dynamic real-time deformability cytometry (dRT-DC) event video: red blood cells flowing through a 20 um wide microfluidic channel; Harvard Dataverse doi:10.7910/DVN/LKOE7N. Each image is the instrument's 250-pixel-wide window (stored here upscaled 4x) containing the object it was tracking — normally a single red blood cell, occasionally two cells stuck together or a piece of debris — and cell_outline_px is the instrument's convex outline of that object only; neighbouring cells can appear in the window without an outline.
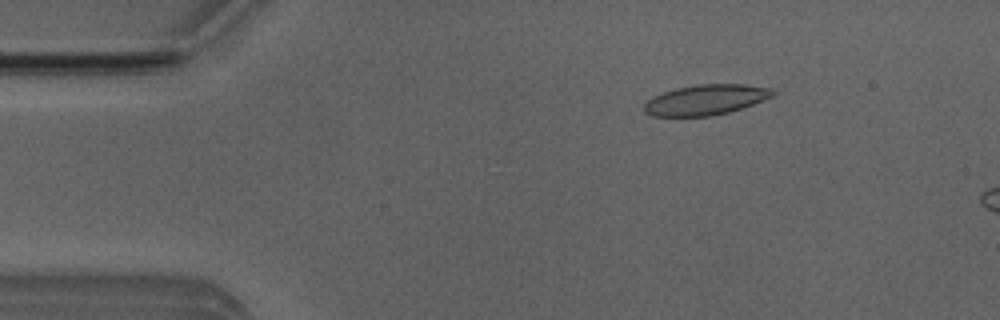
{"species": "Egyptian fruit bat (a non-hibernating species)", "species_latin": "Rousettus aegyptiacus", "temperature_condition": "room temperature", "stored_images_in_passage": 15, "camera_frame_rate_fps": 3000, "um_per_image_px": 0.085, "animal": {"sex": "male"}, "frame": {"image": 1, "passage_image": 8, "time_ms": 2.333, "image_size_px": [1000, 320], "cell_outline_px": [[776, 92], [772, 96], [752, 104], [728, 112], [712, 116], [652, 116], [644, 112], [644, 104], [652, 96], [676, 88], [696, 84], [744, 84], [772, 88]], "centroid_in_image_um": [59.96, 8.47], "position_along_channel_um": 25.0, "area_um2": 22.66}}